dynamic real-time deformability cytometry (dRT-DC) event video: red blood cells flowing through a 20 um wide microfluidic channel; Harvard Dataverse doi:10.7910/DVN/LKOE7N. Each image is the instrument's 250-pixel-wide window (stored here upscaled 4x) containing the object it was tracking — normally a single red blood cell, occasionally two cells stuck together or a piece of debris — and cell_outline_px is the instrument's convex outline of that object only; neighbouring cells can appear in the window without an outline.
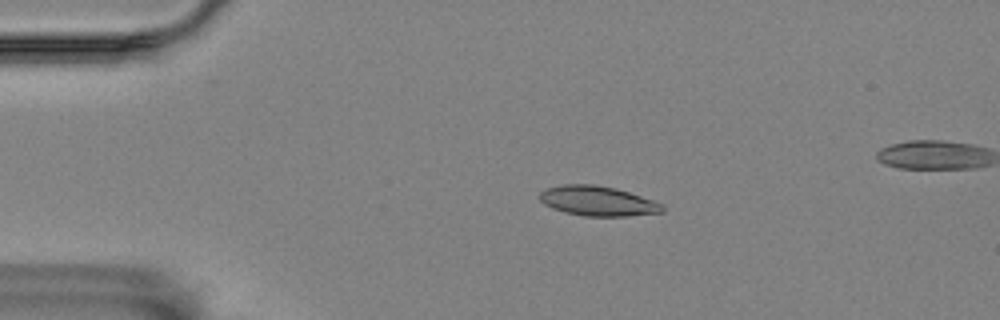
{"species": "Egyptian fruit bat (a non-hibernating species)", "species_latin": "Rousettus aegyptiacus", "temperature_condition": "room temperature", "stored_images_in_passage": 7, "camera_frame_rate_fps": 3000, "um_per_image_px": 0.085, "animal": {"sex": "female"}, "frame": {"image": 1, "passage_image": 3, "time_ms": 0.667, "image_size_px": [1000, 320], "cell_outline_px": [[664, 212], [628, 216], [584, 216], [564, 212], [552, 208], [544, 204], [540, 200], [540, 192], [548, 188], [560, 184], [592, 184], [616, 188], [664, 204]], "centroid_in_image_um": [50.81, 17.09], "position_along_channel_um": 34.2, "area_um2": 21.33}}
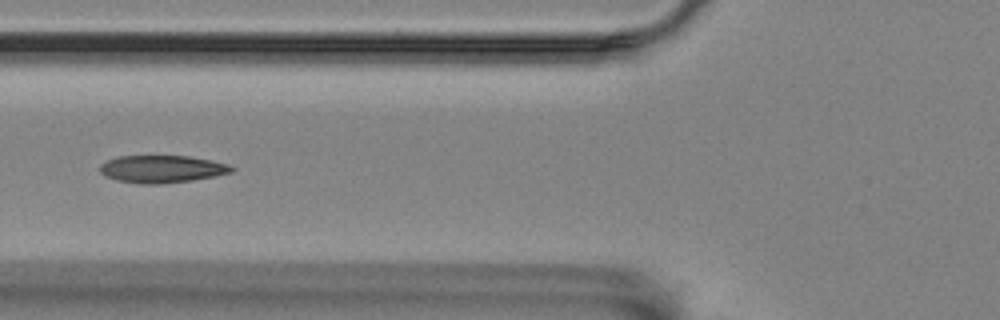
{"frame": {"image": 2, "passage_image": 6, "time_ms": 1.667, "image_size_px": [1000, 320], "cell_outline_px": [[236, 168], [232, 172], [216, 176], [192, 180], [164, 184], [136, 184], [116, 180], [104, 176], [100, 172], [100, 164], [108, 160], [120, 156], [188, 156], [212, 160], [228, 164]], "centroid_in_image_um": [13.77, 14.38], "position_along_channel_um": 112.0, "area_um2": 21.27}}
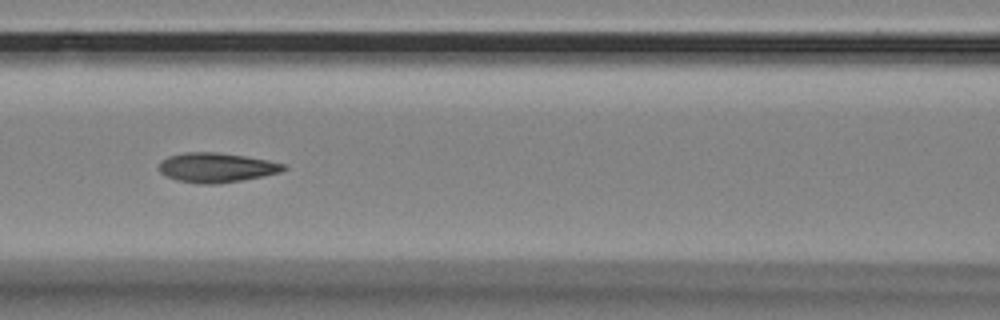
{"frame": {"image": 3, "passage_image": 7, "time_ms": 2.0, "image_size_px": [1000, 320], "cell_outline_px": [[288, 168], [280, 172], [240, 180], [216, 184], [196, 184], [176, 180], [160, 172], [160, 160], [168, 156], [184, 152], [216, 152], [244, 156], [268, 160], [284, 164]], "centroid_in_image_um": [18.36, 14.24], "position_along_channel_um": 148.2, "area_um2": 21.33}}